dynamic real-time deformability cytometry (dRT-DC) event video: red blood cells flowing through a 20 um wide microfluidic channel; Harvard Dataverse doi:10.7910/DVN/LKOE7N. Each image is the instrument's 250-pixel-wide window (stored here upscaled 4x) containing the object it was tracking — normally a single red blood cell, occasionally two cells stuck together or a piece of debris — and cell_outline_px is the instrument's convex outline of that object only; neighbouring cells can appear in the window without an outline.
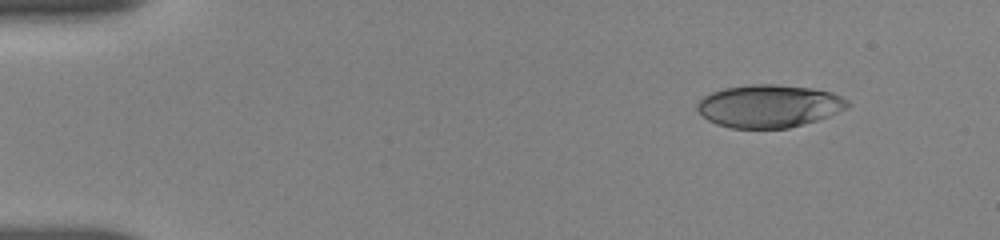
{"species": "human", "species_latin": "Homo sapiens", "temperature_condition": "room temperature", "stored_images_in_passage": 8, "camera_frame_rate_fps": 3000, "um_per_image_px": 0.085, "donor": {"sex": "female"}, "frame": {"image": 1, "passage_image": 1, "time_ms": 0.0, "image_size_px": [1000, 240], "cell_outline_px": [[848, 108], [828, 116], [816, 120], [788, 128], [732, 128], [716, 124], [708, 120], [696, 108], [696, 104], [704, 96], [712, 92], [724, 88], [752, 84], [772, 84], [812, 88], [832, 92], [848, 100]], "centroid_in_image_um": [65.36, 9.01], "position_along_channel_um": 19.6, "area_um2": 37.28}}
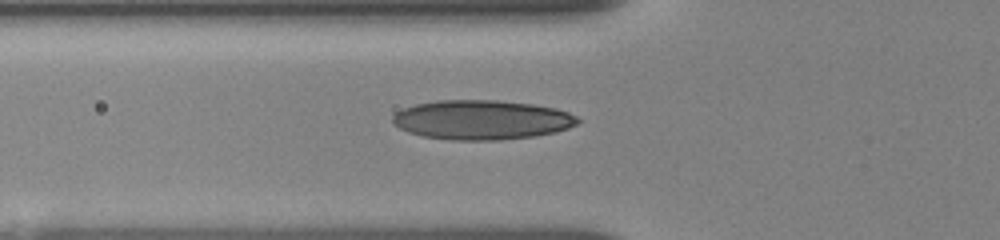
{"frame": {"image": 2, "passage_image": 6, "time_ms": 4.333, "image_size_px": [1000, 240], "cell_outline_px": [[580, 120], [576, 124], [568, 128], [536, 136], [500, 140], [452, 140], [424, 136], [408, 132], [392, 124], [392, 116], [396, 112], [404, 108], [416, 104], [436, 100], [496, 100], [532, 104], [556, 108], [568, 112], [576, 116]], "centroid_in_image_um": [40.93, 10.18], "position_along_channel_um": 84.9, "area_um2": 42.6}}
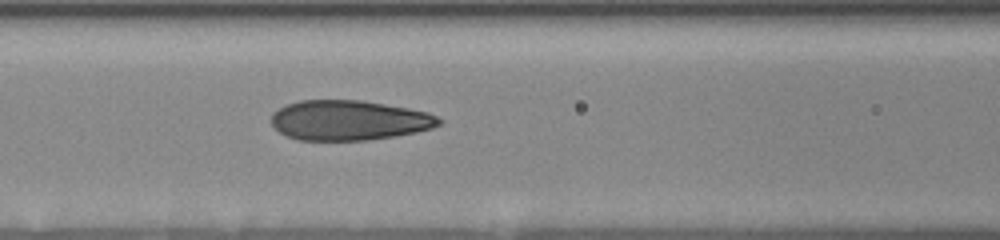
{"frame": {"image": 3, "passage_image": 8, "time_ms": 5.667, "image_size_px": [1000, 240], "cell_outline_px": [[444, 120], [440, 124], [432, 128], [392, 136], [364, 140], [296, 140], [280, 132], [272, 124], [272, 112], [288, 104], [300, 100], [360, 100], [408, 108], [428, 112]], "centroid_in_image_um": [29.65, 10.22], "position_along_channel_um": 136.9, "area_um2": 38.73}}